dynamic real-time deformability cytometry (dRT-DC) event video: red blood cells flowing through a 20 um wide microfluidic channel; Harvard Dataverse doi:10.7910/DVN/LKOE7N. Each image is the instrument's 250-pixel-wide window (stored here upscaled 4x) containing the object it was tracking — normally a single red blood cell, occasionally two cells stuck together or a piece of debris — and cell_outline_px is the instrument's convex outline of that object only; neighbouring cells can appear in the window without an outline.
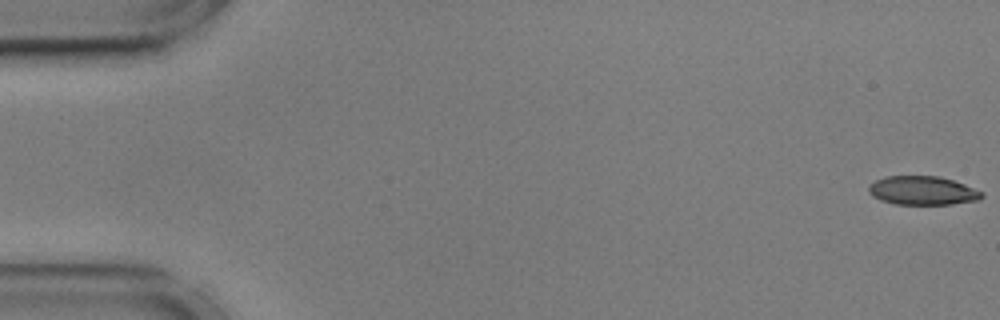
{"species": "common noctule bat (a hibernating species)", "species_latin": "Nyctalus noctula", "temperature_condition": "cold", "stored_images_in_passage": 56, "camera_frame_rate_fps": 3000, "um_per_image_px": 0.085, "animal": {"sex": "male", "body_mass_g": 17.9, "forearm_length_mm": 54.2}, "frame": {"image": 1, "passage_image": 1, "time_ms": 0.0, "image_size_px": [1000, 320], "cell_outline_px": [[984, 196], [980, 200], [952, 204], [896, 204], [880, 200], [872, 196], [868, 192], [868, 188], [876, 180], [884, 176], [940, 176], [964, 184], [984, 192]], "centroid_in_image_um": [78.44, 16.2], "position_along_channel_um": 6.6, "area_um2": 19.02}}
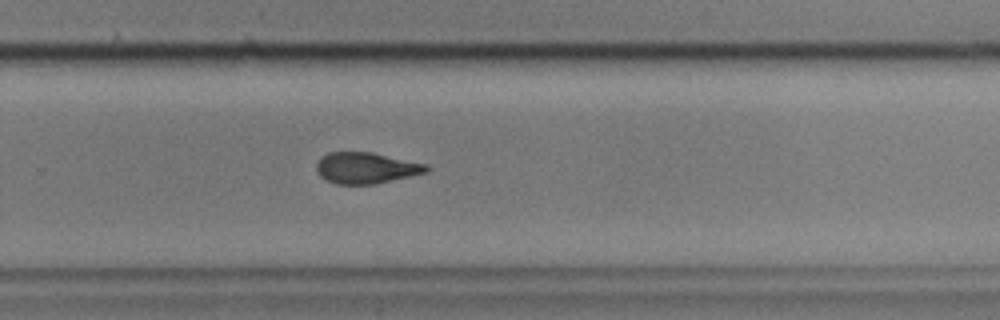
{"frame": {"image": 2, "passage_image": 37, "time_ms": 12.0, "image_size_px": [1000, 320], "cell_outline_px": [[432, 168], [428, 172], [376, 184], [336, 184], [324, 180], [316, 172], [316, 164], [320, 156], [328, 152], [372, 152], [428, 164]], "centroid_in_image_um": [31.11, 14.27], "position_along_channel_um": 298.7, "area_um2": 20.35}}
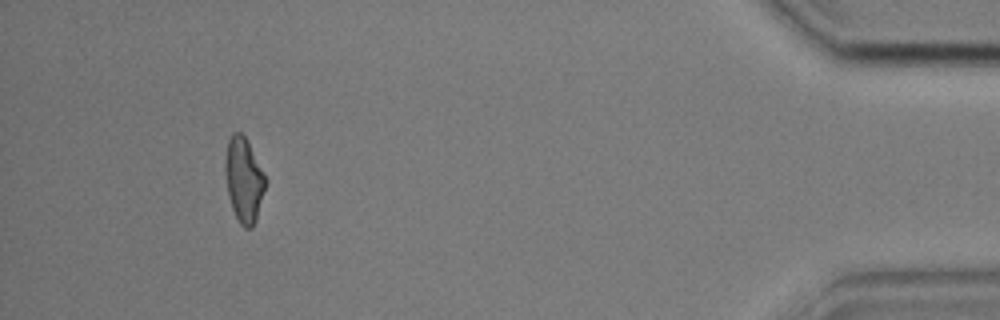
{"frame": {"image": 3, "passage_image": 52, "time_ms": 17.0, "image_size_px": [1000, 320], "cell_outline_px": [[268, 180], [256, 220], [252, 228], [244, 228], [240, 224], [232, 208], [228, 192], [224, 168], [224, 160], [228, 140], [232, 132], [240, 132], [244, 136]], "centroid_in_image_um": [20.73, 15.29], "position_along_channel_um": 414.5, "area_um2": 19.83}, "authors_computed_cell_mechanics": {"area_um2": 20.23, "velocity_mm_per_s": 3.5915, "shape_relaxation_time_tau1_ms": 6.6341, "shape_relaxation_time_tau2_ms": 4.5131, "deformation_change_tau1": 0.1646, "deformation_change_tau2": 0.1187}}